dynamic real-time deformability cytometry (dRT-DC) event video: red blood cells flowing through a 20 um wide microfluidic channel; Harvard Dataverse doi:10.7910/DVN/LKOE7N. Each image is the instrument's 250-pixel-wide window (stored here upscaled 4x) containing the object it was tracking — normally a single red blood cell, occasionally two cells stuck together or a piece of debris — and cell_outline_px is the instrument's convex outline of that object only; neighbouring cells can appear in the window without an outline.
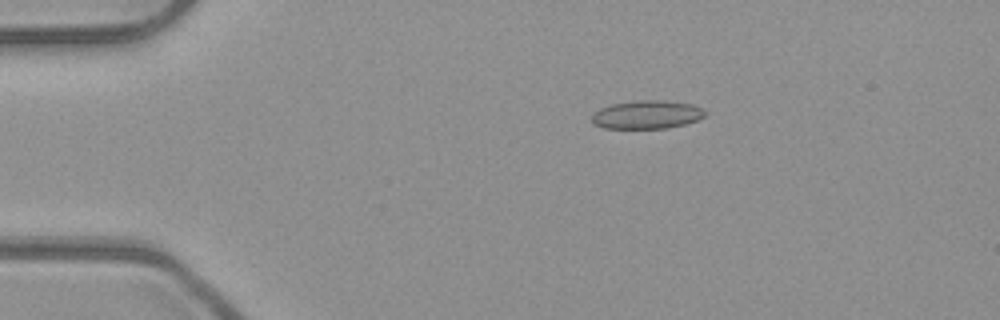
{"species": "common noctule bat (a hibernating species)", "species_latin": "Nyctalus noctula", "temperature_condition": "room temperature", "stored_images_in_passage": 3, "camera_frame_rate_fps": 3000, "um_per_image_px": 0.085, "animal": {"sex": "male", "body_mass_g": 23.1, "forearm_length_mm": 52.7}, "frame": {"image": 1, "passage_image": 1, "time_ms": 0.0, "image_size_px": [1000, 320], "cell_outline_px": [[708, 112], [704, 116], [696, 120], [684, 124], [668, 128], [604, 128], [596, 124], [592, 120], [592, 112], [600, 108], [612, 104], [640, 100], [656, 100], [692, 104]], "centroid_in_image_um": [54.97, 9.74], "position_along_channel_um": 30.0, "area_um2": 18.5}}
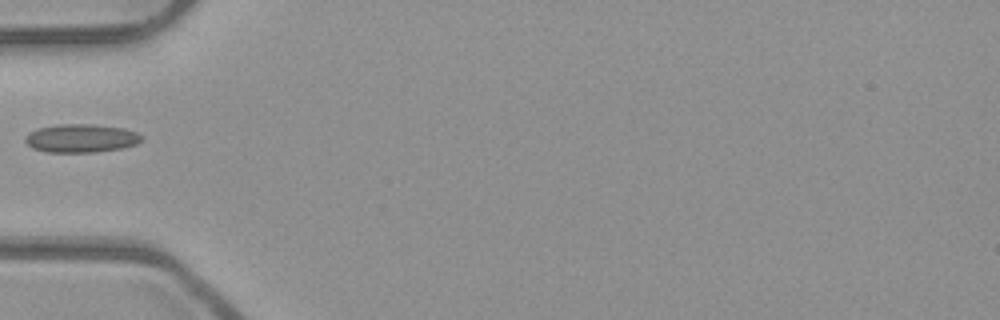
{"frame": {"image": 2, "passage_image": 3, "time_ms": 0.667, "image_size_px": [1000, 320], "cell_outline_px": [[144, 140], [136, 144], [124, 148], [96, 152], [44, 152], [32, 148], [24, 140], [28, 132], [40, 128], [60, 124], [92, 124], [124, 128], [136, 132], [144, 136]], "centroid_in_image_um": [6.93, 11.76], "position_along_channel_um": 78.1, "area_um2": 19.42}}